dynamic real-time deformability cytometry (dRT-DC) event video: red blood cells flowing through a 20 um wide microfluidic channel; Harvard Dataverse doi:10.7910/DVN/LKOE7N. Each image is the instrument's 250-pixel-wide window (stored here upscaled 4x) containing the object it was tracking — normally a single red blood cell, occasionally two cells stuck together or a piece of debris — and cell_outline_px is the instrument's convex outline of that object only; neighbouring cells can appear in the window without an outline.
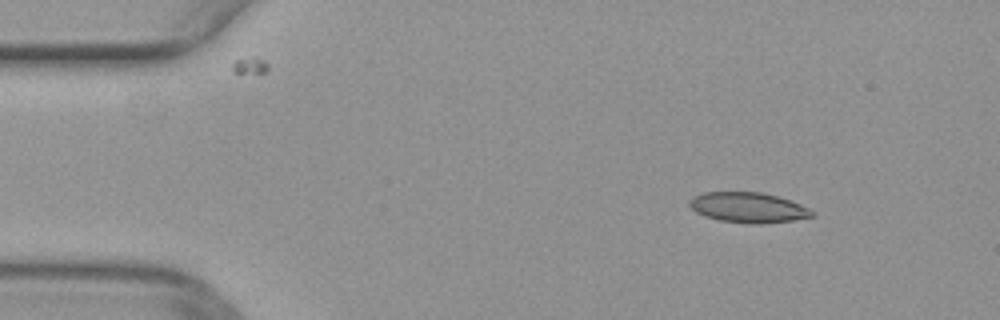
{"species": "common noctule bat (a hibernating species)", "species_latin": "Nyctalus noctula", "temperature_condition": "warm", "stored_images_in_passage": 51, "camera_frame_rate_fps": 3000, "um_per_image_px": 0.085, "animal": {"sex": "female", "body_mass_g": 29.2, "forearm_length_mm": 56.3}, "frame": {"image": 1, "passage_image": 6, "time_ms": 1.667, "image_size_px": [1000, 320], "cell_outline_px": [[816, 216], [792, 220], [760, 224], [752, 224], [720, 220], [704, 216], [696, 212], [688, 204], [688, 200], [692, 196], [704, 192], [760, 192], [780, 196], [800, 204], [816, 212]], "centroid_in_image_um": [63.6, 17.63], "position_along_channel_um": 21.4, "area_um2": 21.79}}
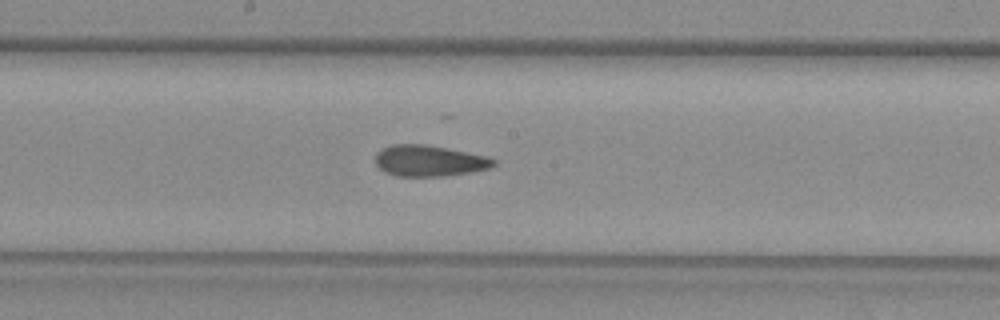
{"frame": {"image": 2, "passage_image": 26, "time_ms": 8.333, "image_size_px": [1000, 320], "cell_outline_px": [[496, 164], [492, 168], [444, 176], [396, 176], [384, 172], [376, 164], [376, 152], [392, 144], [424, 144], [484, 156], [496, 160]], "centroid_in_image_um": [36.45, 13.67], "position_along_channel_um": 211.7, "area_um2": 21.15}}
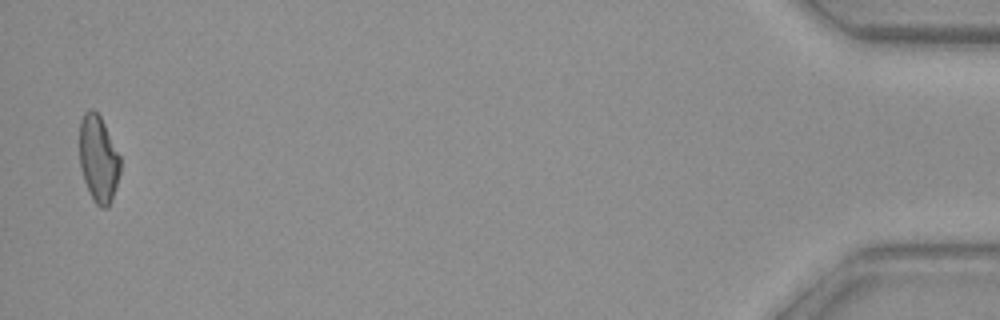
{"frame": {"image": 3, "passage_image": 49, "time_ms": 16.0, "image_size_px": [1000, 320], "cell_outline_px": [[120, 172], [112, 200], [108, 208], [100, 208], [92, 200], [84, 180], [80, 168], [80, 120], [84, 112], [88, 108], [92, 108], [100, 116], [120, 156]], "centroid_in_image_um": [8.36, 13.52], "position_along_channel_um": 426.8, "area_um2": 20.69}}